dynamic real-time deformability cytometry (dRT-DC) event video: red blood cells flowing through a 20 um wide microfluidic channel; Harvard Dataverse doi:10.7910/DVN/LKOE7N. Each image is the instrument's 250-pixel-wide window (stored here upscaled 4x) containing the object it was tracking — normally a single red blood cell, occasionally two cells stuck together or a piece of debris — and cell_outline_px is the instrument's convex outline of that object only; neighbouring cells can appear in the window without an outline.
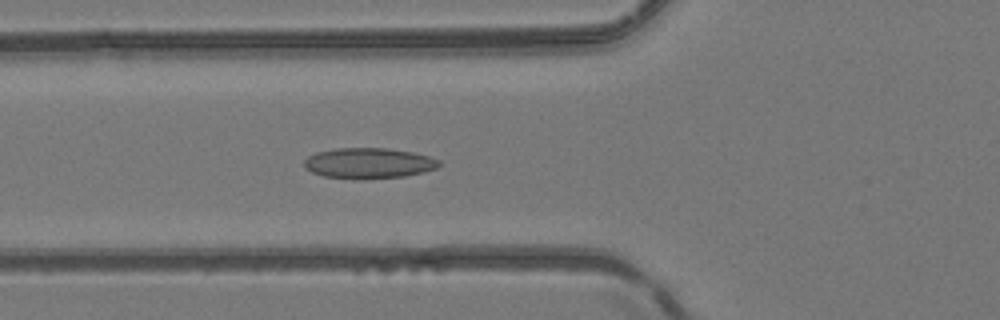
{"species": "common noctule bat (a hibernating species)", "species_latin": "Nyctalus noctula", "temperature_condition": "room temperature", "stored_images_in_passage": 35, "camera_frame_rate_fps": 3000, "um_per_image_px": 0.085, "animal": {"sex": "female", "body_mass_g": 24.6, "forearm_length_mm": 56.2}, "frame": {"image": 1, "passage_image": 19, "time_ms": 6.0, "image_size_px": [1000, 320], "cell_outline_px": [[440, 164], [436, 168], [424, 172], [404, 176], [364, 180], [324, 176], [312, 172], [304, 168], [304, 160], [308, 156], [316, 152], [336, 148], [388, 148], [412, 152], [428, 156], [440, 160]], "centroid_in_image_um": [31.32, 13.87], "position_along_channel_um": 94.5, "area_um2": 24.22}}
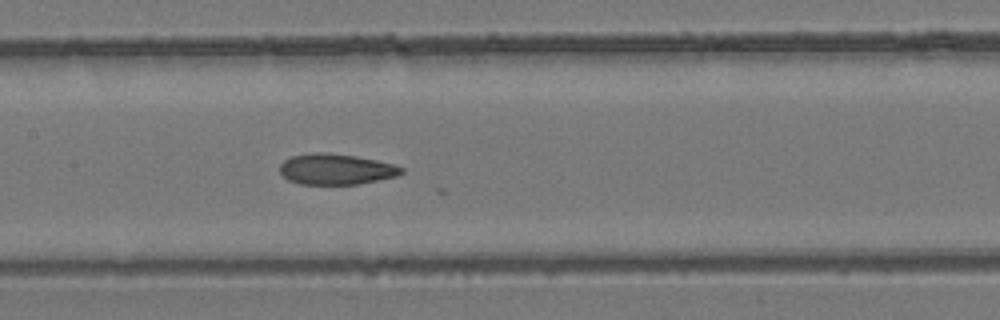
{"frame": {"image": 2, "passage_image": 25, "time_ms": 8.0, "image_size_px": [1000, 320], "cell_outline_px": [[404, 172], [396, 176], [360, 184], [300, 184], [288, 180], [280, 172], [280, 164], [284, 160], [292, 156], [312, 152], [320, 152], [356, 156], [376, 160], [392, 164], [404, 168]], "centroid_in_image_um": [28.55, 14.38], "position_along_channel_um": 178.9, "area_um2": 21.73}}
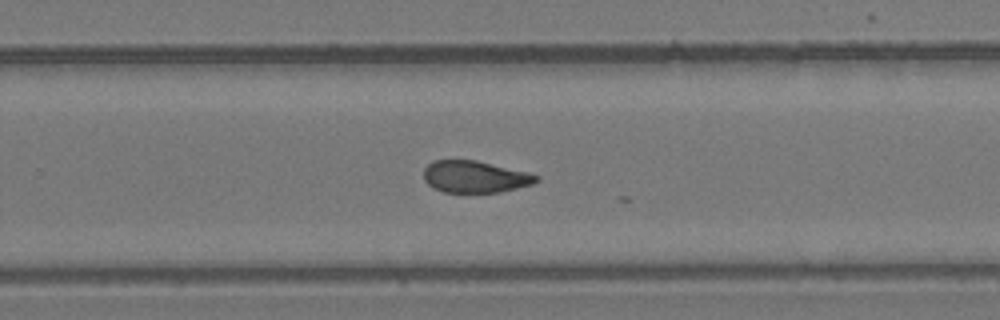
{"frame": {"image": 3, "passage_image": 33, "time_ms": 10.667, "image_size_px": [1000, 320], "cell_outline_px": [[540, 180], [532, 184], [500, 192], [444, 192], [432, 188], [424, 180], [424, 168], [432, 160], [476, 160], [528, 172], [540, 176]], "centroid_in_image_um": [40.36, 15.02], "position_along_channel_um": 289.4, "area_um2": 20.98}}